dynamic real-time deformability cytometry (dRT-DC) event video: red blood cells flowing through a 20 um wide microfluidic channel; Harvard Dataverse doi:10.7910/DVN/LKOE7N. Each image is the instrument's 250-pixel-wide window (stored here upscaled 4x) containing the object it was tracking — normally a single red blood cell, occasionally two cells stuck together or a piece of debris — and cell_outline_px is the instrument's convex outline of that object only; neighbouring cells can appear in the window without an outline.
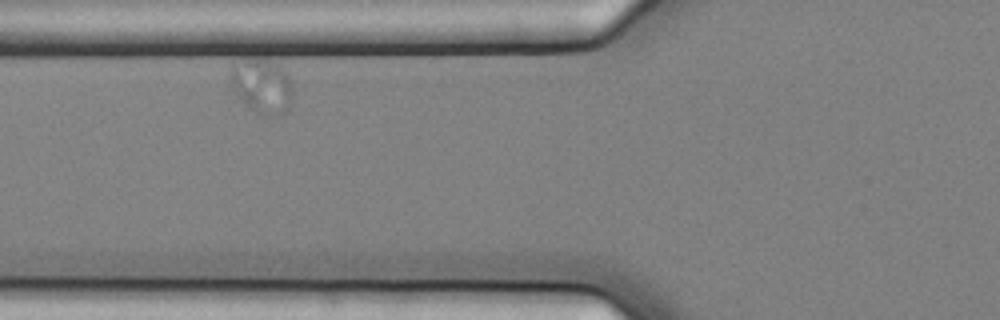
{"species": "common noctule bat (a hibernating species)", "species_latin": "Nyctalus noctula", "temperature_condition": "cold", "stored_images_in_passage": 4, "camera_frame_rate_fps": 3000, "um_per_image_px": 0.085, "animal": {"sex": "female", "body_mass_g": 25.1}, "frame": {"image": 1, "passage_image": 2, "time_ms": 0.333, "image_size_px": [1000, 320], "cell_outline_px": [[292, 96], [288, 112], [276, 116], [264, 116], [248, 108], [244, 104], [232, 84], [228, 68], [232, 64], [252, 60], [272, 64], [284, 68], [288, 76], [292, 88]], "centroid_in_image_um": [22.29, 7.39], "position_along_channel_um": 103.5, "area_um2": 19.31}}
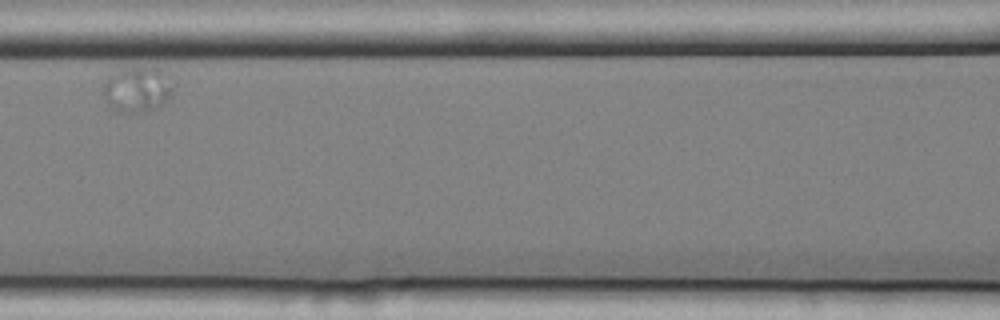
{"frame": {"image": 2, "passage_image": 4, "time_ms": 1.0, "image_size_px": [1000, 320], "cell_outline_px": [[172, 92], [160, 104], [148, 108], [132, 112], [124, 112], [108, 104], [104, 100], [100, 92], [100, 88], [104, 80], [108, 76], [124, 68], [164, 68], [168, 72], [172, 88]], "centroid_in_image_um": [11.6, 7.53], "position_along_channel_um": 155.0, "area_um2": 18.09}}